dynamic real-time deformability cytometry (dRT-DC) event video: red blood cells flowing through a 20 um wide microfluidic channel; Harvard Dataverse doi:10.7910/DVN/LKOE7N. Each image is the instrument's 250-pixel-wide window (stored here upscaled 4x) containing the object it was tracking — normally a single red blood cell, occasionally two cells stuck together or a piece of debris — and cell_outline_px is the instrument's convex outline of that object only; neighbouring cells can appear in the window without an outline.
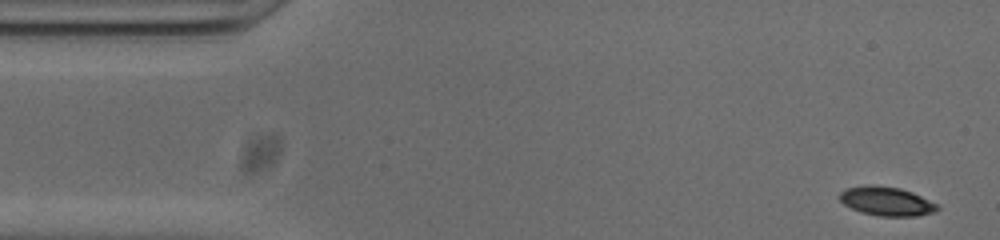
{"species": "common noctule bat (a hibernating species)", "species_latin": "Nyctalus noctula", "temperature_condition": "cold", "stored_images_in_passage": 51, "camera_frame_rate_fps": 3000, "um_per_image_px": 0.085, "animal": {"sex": "male", "body_mass_g": 20.0, "forearm_length_mm": 53.3}, "frame": {"image": 1, "passage_image": 1, "time_ms": 0.0, "image_size_px": [1000, 240], "cell_outline_px": [[940, 208], [936, 212], [916, 216], [880, 216], [860, 212], [844, 204], [836, 196], [844, 188], [864, 184], [872, 184], [900, 188], [912, 192], [936, 204]], "centroid_in_image_um": [75.3, 17.09], "position_along_channel_um": 9.7, "area_um2": 16.7}}
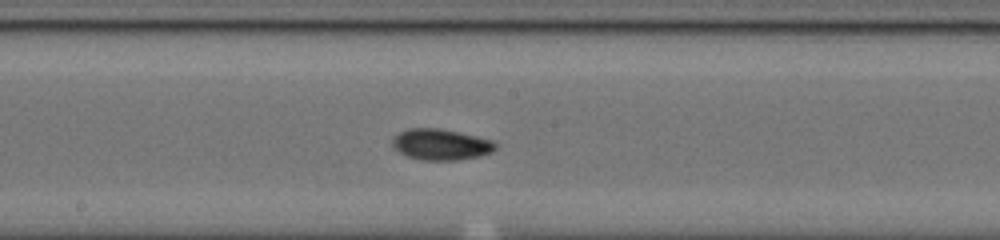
{"frame": {"image": 2, "passage_image": 25, "time_ms": 8.0, "image_size_px": [1000, 240], "cell_outline_px": [[500, 144], [492, 152], [480, 156], [456, 160], [424, 160], [408, 156], [400, 152], [392, 144], [392, 140], [400, 132], [408, 128], [440, 128], [476, 136], [492, 140]], "centroid_in_image_um": [37.53, 12.27], "position_along_channel_um": 210.7, "area_um2": 18.55}}
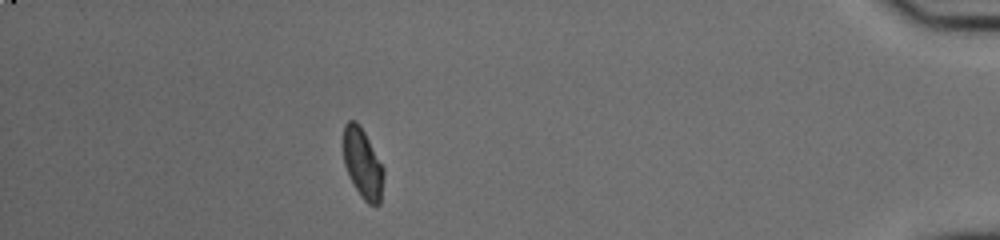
{"frame": {"image": 3, "passage_image": 45, "time_ms": 14.667, "image_size_px": [1000, 240], "cell_outline_px": [[384, 176], [380, 204], [368, 204], [360, 196], [344, 164], [344, 124], [348, 120], [356, 120], [360, 124], [384, 168]], "centroid_in_image_um": [30.84, 13.88], "position_along_channel_um": 404.4, "area_um2": 16.24}, "authors_computed_cell_mechanics": {"area_um2": 17.1666, "velocity_mm_per_s": 3.8207, "shape_relaxation_time_tau1_ms": 5.8642, "shape_relaxation_time_tau2_ms": 2.7606, "deformation_change_tau1": 0.1788, "deformation_change_tau2": 0.0676}}